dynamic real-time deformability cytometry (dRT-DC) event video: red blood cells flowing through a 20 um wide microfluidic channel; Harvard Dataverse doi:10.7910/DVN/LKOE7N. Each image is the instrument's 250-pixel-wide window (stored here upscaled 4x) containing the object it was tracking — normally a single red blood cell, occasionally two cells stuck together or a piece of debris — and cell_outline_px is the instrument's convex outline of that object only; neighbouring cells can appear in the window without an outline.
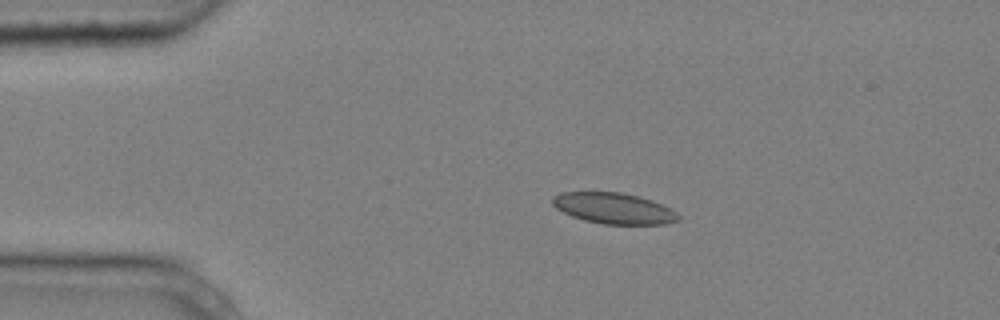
{"species": "common noctule bat (a hibernating species)", "species_latin": "Nyctalus noctula", "temperature_condition": "cold", "stored_images_in_passage": 5, "camera_frame_rate_fps": 3000, "um_per_image_px": 0.085, "animal": {"sex": "male", "body_mass_g": 20.4}, "frame": {"image": 1, "passage_image": 3, "time_ms": 0.667, "image_size_px": [1000, 320], "cell_outline_px": [[680, 220], [664, 224], [604, 224], [584, 220], [572, 216], [556, 208], [552, 204], [552, 196], [560, 192], [620, 192], [652, 200], [672, 208], [680, 216]], "centroid_in_image_um": [52.18, 17.7], "position_along_channel_um": 32.8, "area_um2": 22.72}}
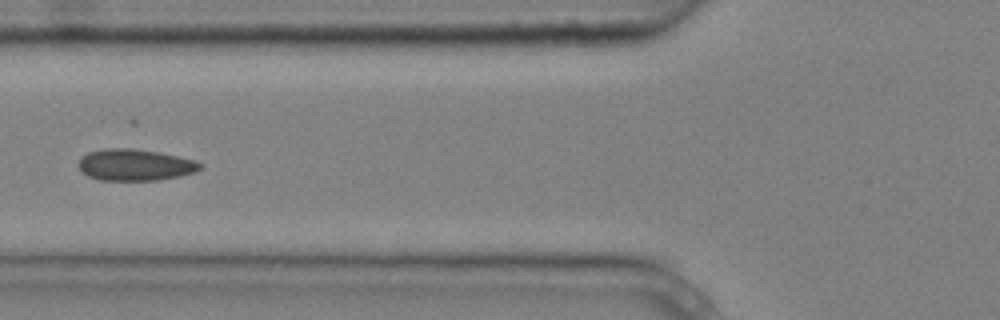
{"frame": {"image": 2, "passage_image": 5, "time_ms": 1.333, "image_size_px": [1000, 320], "cell_outline_px": [[204, 164], [196, 172], [180, 176], [160, 180], [100, 180], [88, 176], [80, 172], [76, 164], [88, 152], [104, 148], [132, 148], [160, 152], [196, 160]], "centroid_in_image_um": [11.48, 14.01], "position_along_channel_um": 114.3, "area_um2": 22.66}}